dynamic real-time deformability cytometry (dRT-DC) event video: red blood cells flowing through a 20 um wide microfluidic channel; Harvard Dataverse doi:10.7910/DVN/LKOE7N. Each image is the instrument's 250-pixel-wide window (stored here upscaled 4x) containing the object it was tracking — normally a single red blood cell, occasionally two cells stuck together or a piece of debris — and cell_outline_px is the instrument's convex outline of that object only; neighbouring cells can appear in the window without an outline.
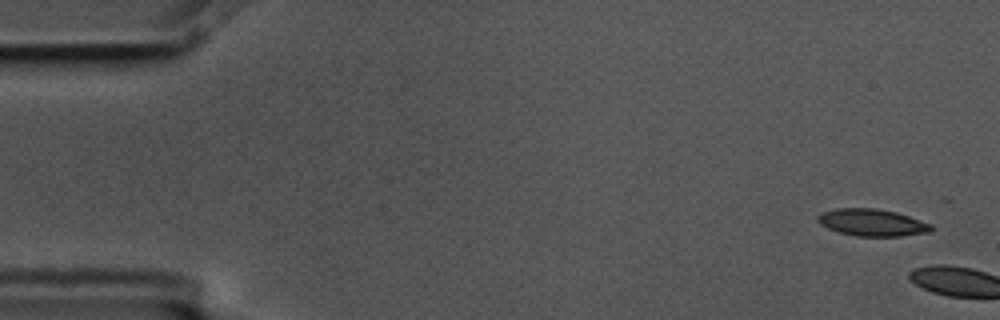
{"species": "common noctule bat (a hibernating species)", "species_latin": "Nyctalus noctula", "temperature_condition": "cold", "stored_images_in_passage": 2, "camera_frame_rate_fps": 3000, "um_per_image_px": 0.085, "animal": {"sex": "male", "body_mass_g": 17.5, "forearm_length_mm": 52.3}, "frame": {"image": 1, "passage_image": 1, "time_ms": 0.0, "image_size_px": [1000, 320], "cell_outline_px": [[932, 232], [900, 236], [856, 236], [840, 232], [828, 228], [820, 224], [816, 220], [816, 216], [824, 212], [836, 208], [876, 208], [896, 212], [932, 224]], "centroid_in_image_um": [74.13, 18.91], "position_along_channel_um": 10.9, "area_um2": 17.86}}